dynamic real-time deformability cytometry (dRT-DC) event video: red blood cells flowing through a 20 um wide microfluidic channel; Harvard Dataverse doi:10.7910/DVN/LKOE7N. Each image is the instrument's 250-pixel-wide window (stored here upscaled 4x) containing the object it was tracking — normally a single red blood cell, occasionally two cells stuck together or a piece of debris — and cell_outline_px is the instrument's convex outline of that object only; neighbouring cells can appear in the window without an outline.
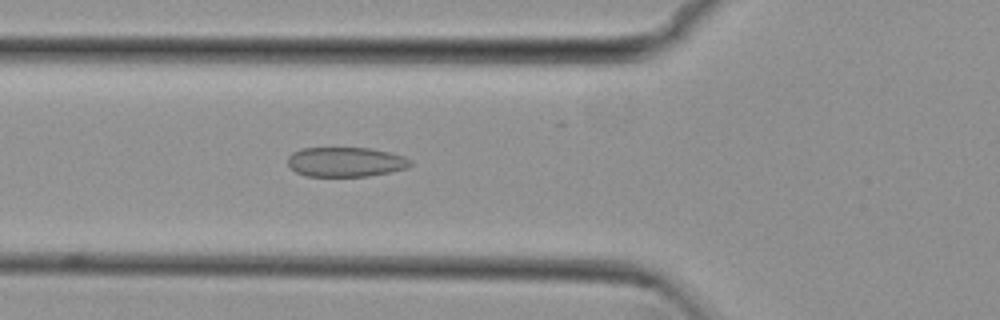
{"species": "common noctule bat (a hibernating species)", "species_latin": "Nyctalus noctula", "temperature_condition": "cold", "stored_images_in_passage": 44, "camera_frame_rate_fps": 3000, "um_per_image_px": 0.085, "animal": {"sex": "female", "body_mass_g": 29.2, "forearm_length_mm": 56.3}, "frame": {"image": 1, "passage_image": 10, "time_ms": 3.0, "image_size_px": [1000, 320], "cell_outline_px": [[412, 164], [408, 168], [392, 172], [368, 176], [304, 176], [296, 172], [288, 164], [288, 156], [292, 152], [300, 148], [372, 148], [404, 156], [412, 160]], "centroid_in_image_um": [29.4, 13.76], "position_along_channel_um": 96.4, "area_um2": 21.39}}
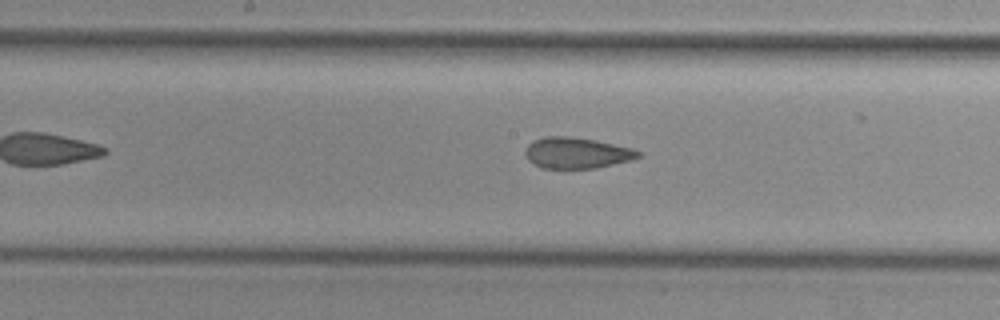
{"frame": {"image": 2, "passage_image": 18, "time_ms": 5.667, "image_size_px": [1000, 320], "cell_outline_px": [[640, 156], [632, 160], [596, 168], [540, 168], [528, 160], [524, 152], [528, 144], [532, 140], [544, 136], [568, 136], [596, 140], [632, 148], [640, 152]], "centroid_in_image_um": [48.99, 12.99], "position_along_channel_um": 199.2, "area_um2": 20.52}}
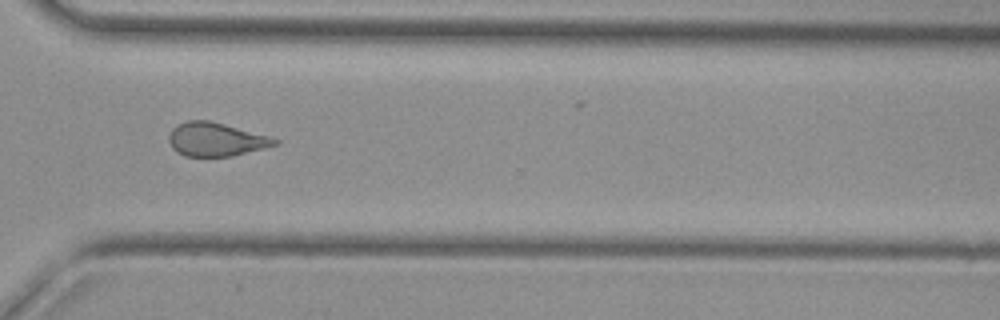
{"frame": {"image": 3, "passage_image": 30, "time_ms": 9.667, "image_size_px": [1000, 320], "cell_outline_px": [[280, 144], [232, 156], [184, 156], [176, 152], [172, 148], [168, 140], [168, 136], [172, 128], [176, 124], [188, 120], [208, 120], [272, 136], [280, 140]], "centroid_in_image_um": [18.36, 11.84], "position_along_channel_um": 352.2, "area_um2": 20.98}, "authors_computed_cell_mechanics": {"area_um2": 21.5016, "velocity_mm_per_s": 3.8315, "shape_relaxation_time_tau1_ms": null, "shape_relaxation_time_tau2_ms": 1.9138, "deformation_change_tau1": null, "deformation_change_tau2": 0.081}}